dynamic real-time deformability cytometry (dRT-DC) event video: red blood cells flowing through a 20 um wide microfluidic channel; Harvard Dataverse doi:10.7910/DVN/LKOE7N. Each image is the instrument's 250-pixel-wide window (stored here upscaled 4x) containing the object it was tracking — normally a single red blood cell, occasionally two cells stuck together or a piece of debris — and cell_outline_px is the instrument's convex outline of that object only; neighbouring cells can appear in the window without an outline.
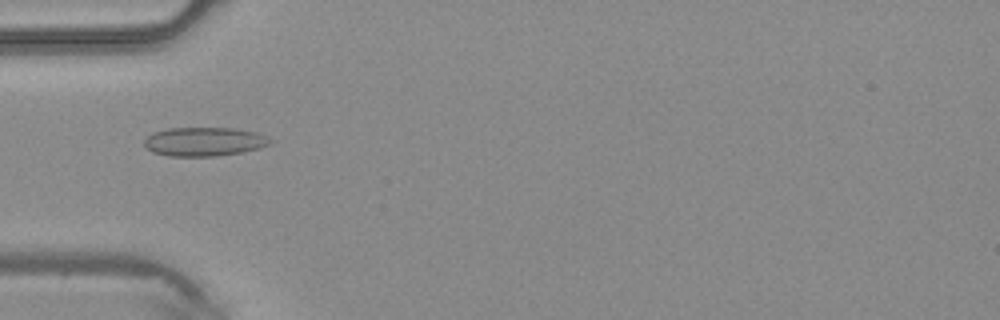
{"species": "common noctule bat (a hibernating species)", "species_latin": "Nyctalus noctula", "temperature_condition": "warm", "stored_images_in_passage": 2, "camera_frame_rate_fps": 3000, "um_per_image_px": 0.085, "animal": {"sex": "male", "body_mass_g": 20.4}, "frame": {"image": 1, "passage_image": 2, "time_ms": 0.333, "image_size_px": [1000, 320], "cell_outline_px": [[276, 140], [268, 144], [256, 148], [240, 152], [216, 156], [168, 156], [152, 152], [144, 148], [144, 140], [152, 132], [168, 128], [232, 128], [256, 132], [268, 136]], "centroid_in_image_um": [17.32, 12.03], "position_along_channel_um": 67.7, "area_um2": 21.27}}